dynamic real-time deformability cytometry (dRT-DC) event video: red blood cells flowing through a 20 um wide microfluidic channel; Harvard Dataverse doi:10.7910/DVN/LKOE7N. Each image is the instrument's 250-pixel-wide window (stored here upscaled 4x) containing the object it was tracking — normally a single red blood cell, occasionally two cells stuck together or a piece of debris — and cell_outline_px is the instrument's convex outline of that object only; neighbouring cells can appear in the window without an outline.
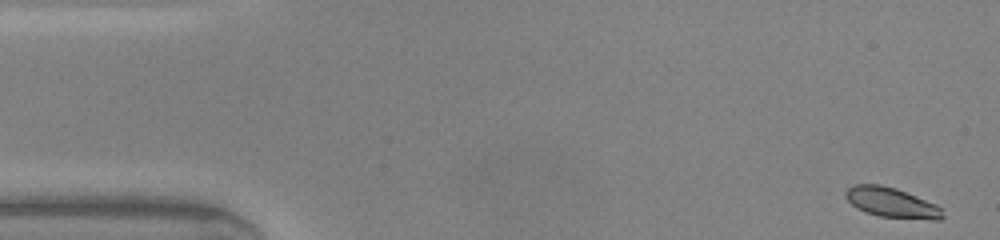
{"species": "common noctule bat (a hibernating species)", "species_latin": "Nyctalus noctula", "temperature_condition": "warm", "stored_images_in_passage": 47, "camera_frame_rate_fps": 3000, "um_per_image_px": 0.085, "animal": {"sex": "male", "body_mass_g": 20.0, "forearm_length_mm": 53.3}, "frame": {"image": 1, "passage_image": 1, "time_ms": 0.0, "image_size_px": [1000, 240], "cell_outline_px": [[944, 216], [940, 220], [932, 220], [880, 216], [856, 208], [844, 196], [844, 192], [852, 184], [880, 184], [896, 188], [936, 204], [944, 208]], "centroid_in_image_um": [75.81, 17.21], "position_along_channel_um": 9.2, "area_um2": 17.05}}
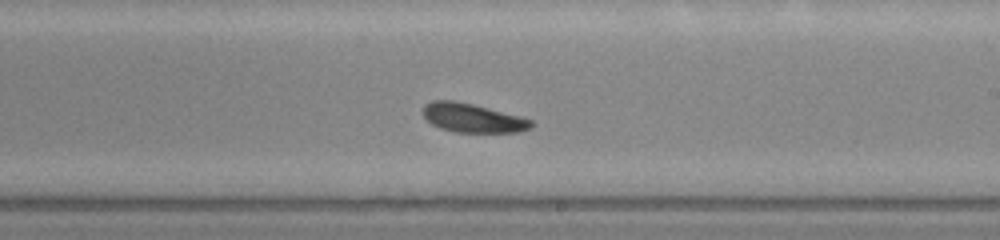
{"frame": {"image": 2, "passage_image": 27, "time_ms": 8.667, "image_size_px": [1000, 240], "cell_outline_px": [[532, 128], [520, 132], [456, 132], [440, 128], [432, 124], [424, 116], [424, 104], [432, 100], [452, 100], [472, 104], [520, 116], [532, 120]], "centroid_in_image_um": [40.18, 10.03], "position_along_channel_um": 248.8, "area_um2": 18.09}}
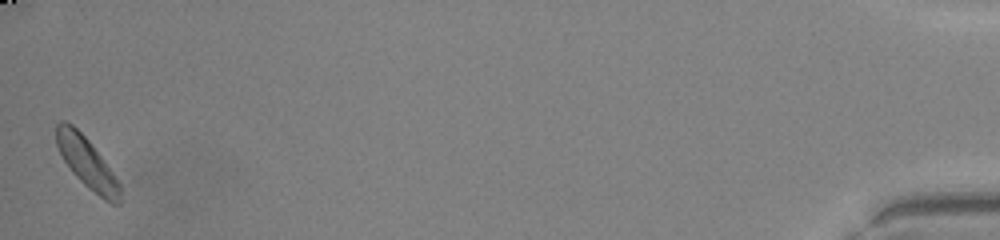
{"frame": {"image": 3, "passage_image": 47, "time_ms": 15.333, "image_size_px": [1000, 240], "cell_outline_px": [[120, 204], [112, 204], [104, 200], [88, 188], [72, 172], [64, 160], [56, 144], [56, 124], [60, 120], [64, 120], [72, 124], [88, 140], [104, 160], [120, 184]], "centroid_in_image_um": [7.38, 13.84], "position_along_channel_um": 427.8, "area_um2": 18.55}, "authors_computed_cell_mechanics": {"area_um2": 18.3804, "velocity_mm_per_s": 4.1669, "shape_relaxation_time_tau1_ms": 2.1239, "shape_relaxation_time_tau2_ms": 3.7582, "deformation_change_tau1": 0.092, "deformation_change_tau2": 0.1105}}